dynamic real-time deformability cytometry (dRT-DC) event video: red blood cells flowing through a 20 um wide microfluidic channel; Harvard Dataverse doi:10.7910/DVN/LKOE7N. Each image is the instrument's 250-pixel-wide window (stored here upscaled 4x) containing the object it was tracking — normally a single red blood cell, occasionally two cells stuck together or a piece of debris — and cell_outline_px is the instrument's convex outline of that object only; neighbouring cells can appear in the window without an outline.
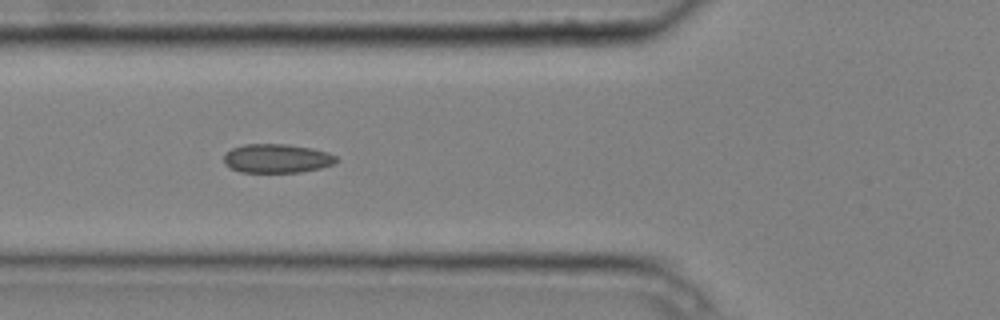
{"species": "common noctule bat (a hibernating species)", "species_latin": "Nyctalus noctula", "temperature_condition": "cold", "stored_images_in_passage": 5, "camera_frame_rate_fps": 3000, "um_per_image_px": 0.085, "animal": {"sex": "male", "body_mass_g": 20.4}, "frame": {"image": 1, "passage_image": 4, "time_ms": 1.0, "image_size_px": [1000, 320], "cell_outline_px": [[340, 160], [336, 164], [320, 168], [300, 172], [240, 172], [224, 164], [224, 152], [232, 148], [244, 144], [288, 144], [312, 148], [328, 152], [336, 156]], "centroid_in_image_um": [23.56, 13.46], "position_along_channel_um": 102.2, "area_um2": 19.19}}
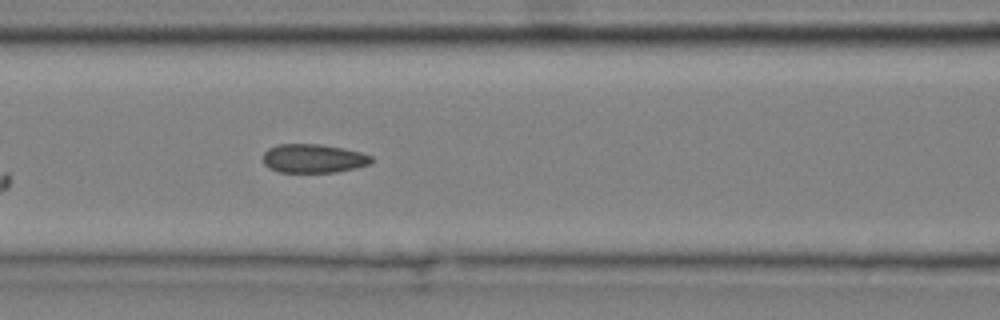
{"frame": {"image": 2, "passage_image": 5, "time_ms": 1.333, "image_size_px": [1000, 320], "cell_outline_px": [[376, 160], [368, 164], [336, 172], [280, 172], [268, 168], [264, 164], [264, 152], [268, 148], [280, 144], [320, 144], [344, 148], [360, 152], [372, 156]], "centroid_in_image_um": [26.64, 13.46], "position_along_channel_um": 140.0, "area_um2": 18.15}}